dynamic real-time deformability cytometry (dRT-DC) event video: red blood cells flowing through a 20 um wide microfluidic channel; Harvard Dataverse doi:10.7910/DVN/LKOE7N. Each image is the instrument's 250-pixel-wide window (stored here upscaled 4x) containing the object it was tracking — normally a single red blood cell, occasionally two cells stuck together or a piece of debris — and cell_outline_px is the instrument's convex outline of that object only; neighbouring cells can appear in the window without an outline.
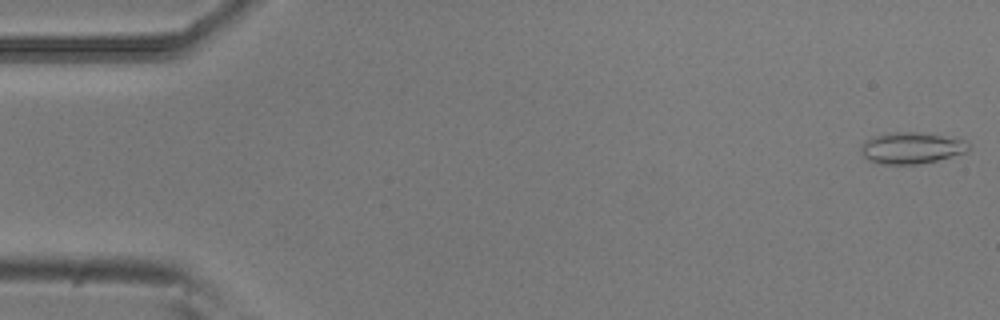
{"species": "common noctule bat (a hibernating species)", "species_latin": "Nyctalus noctula", "temperature_condition": "room temperature", "stored_images_in_passage": 14, "camera_frame_rate_fps": 3000, "um_per_image_px": 0.085, "animal": {"sex": "male", "body_mass_g": 20.5, "forearm_length_mm": 52.5}, "frame": {"image": 1, "passage_image": 1, "time_ms": 0.0, "image_size_px": [1000, 320], "cell_outline_px": [[968, 152], [920, 164], [884, 164], [868, 160], [860, 152], [860, 144], [872, 136], [884, 132], [916, 132], [964, 140], [968, 144]], "centroid_in_image_um": [77.4, 12.57], "position_along_channel_um": 7.6, "area_um2": 19.65}}